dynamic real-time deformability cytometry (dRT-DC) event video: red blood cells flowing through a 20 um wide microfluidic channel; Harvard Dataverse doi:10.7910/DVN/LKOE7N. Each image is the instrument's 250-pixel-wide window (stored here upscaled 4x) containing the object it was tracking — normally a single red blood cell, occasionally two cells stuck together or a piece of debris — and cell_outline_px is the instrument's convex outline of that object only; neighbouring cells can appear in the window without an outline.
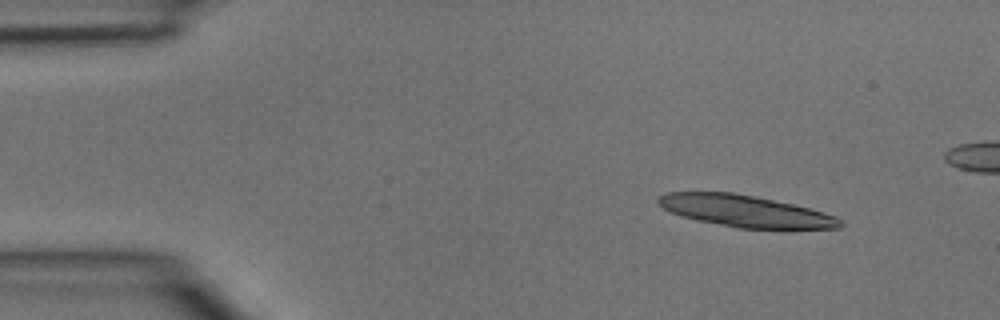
{"species": "common noctule bat (a hibernating species)", "species_latin": "Nyctalus noctula", "temperature_condition": "room temperature", "stored_images_in_passage": 3, "camera_frame_rate_fps": 3000, "um_per_image_px": 0.085, "animal": {"sex": "male", "body_mass_g": 15.6}, "frame": {"image": 1, "passage_image": 1, "time_ms": 0.0, "image_size_px": [1000, 320], "cell_outline_px": [[844, 224], [840, 228], [736, 228], [696, 220], [672, 212], [664, 208], [656, 200], [660, 196], [668, 192], [732, 192], [792, 204], [824, 212], [836, 216]], "centroid_in_image_um": [63.35, 17.94], "position_along_channel_um": 21.7, "area_um2": 33.06}}